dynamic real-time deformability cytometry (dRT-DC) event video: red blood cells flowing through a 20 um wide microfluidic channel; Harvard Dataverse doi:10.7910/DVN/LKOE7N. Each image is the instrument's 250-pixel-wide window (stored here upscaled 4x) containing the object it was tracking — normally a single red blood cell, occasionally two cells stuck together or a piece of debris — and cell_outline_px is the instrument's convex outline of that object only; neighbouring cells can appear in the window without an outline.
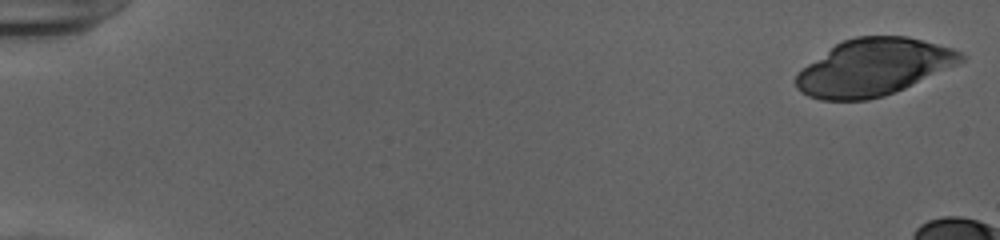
{"species": "human", "species_latin": "Homo sapiens", "temperature_condition": "cold", "stored_images_in_passage": 16, "camera_frame_rate_fps": 3000, "um_per_image_px": 0.085, "donor": {"sex": "female"}, "frame": {"image": 1, "passage_image": 1, "time_ms": 0.0, "image_size_px": [1000, 240], "cell_outline_px": [[968, 56], [964, 60], [956, 64], [904, 88], [884, 96], [868, 100], [820, 100], [808, 96], [800, 92], [796, 88], [796, 72], [836, 44], [844, 40], [856, 36], [908, 36], [952, 48]], "centroid_in_image_um": [74.22, 5.72], "position_along_channel_um": 10.8, "area_um2": 54.27}}
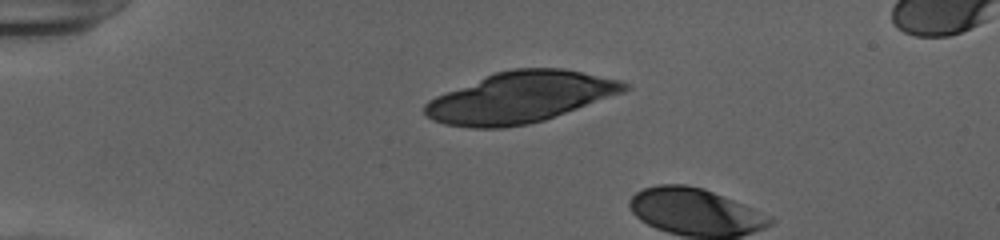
{"frame": {"image": 2, "passage_image": 13, "time_ms": 4.0, "image_size_px": [1000, 240], "cell_outline_px": [[632, 88], [624, 92], [544, 120], [528, 124], [504, 128], [472, 128], [444, 124], [432, 120], [424, 112], [424, 104], [428, 100], [436, 96], [496, 72], [512, 68], [564, 68], [620, 80], [628, 84]], "centroid_in_image_um": [44.23, 8.28], "position_along_channel_um": 40.8, "area_um2": 58.96}}